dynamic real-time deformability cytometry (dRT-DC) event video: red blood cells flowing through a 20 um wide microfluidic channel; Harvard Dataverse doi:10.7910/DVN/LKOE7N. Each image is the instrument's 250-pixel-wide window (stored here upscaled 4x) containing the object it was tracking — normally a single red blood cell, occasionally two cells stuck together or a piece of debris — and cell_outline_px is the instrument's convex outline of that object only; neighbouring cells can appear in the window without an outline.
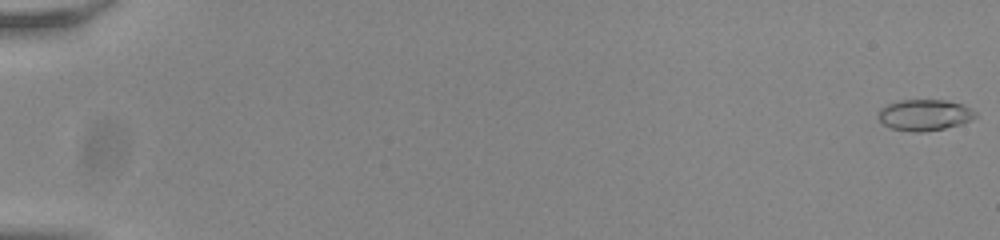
{"species": "common noctule bat (a hibernating species)", "species_latin": "Nyctalus noctula", "temperature_condition": "room temperature", "stored_images_in_passage": 56, "camera_frame_rate_fps": 3000, "um_per_image_px": 0.085, "animal": {"sex": "male", "body_mass_g": 20.0, "forearm_length_mm": 53.3}, "frame": {"image": 1, "passage_image": 1, "time_ms": 0.0, "image_size_px": [1000, 240], "cell_outline_px": [[976, 116], [960, 124], [944, 128], [924, 132], [912, 132], [892, 128], [884, 124], [880, 120], [880, 108], [888, 104], [900, 100], [944, 100], [960, 104], [976, 112]], "centroid_in_image_um": [78.57, 9.77], "position_along_channel_um": 6.4, "area_um2": 17.22}}
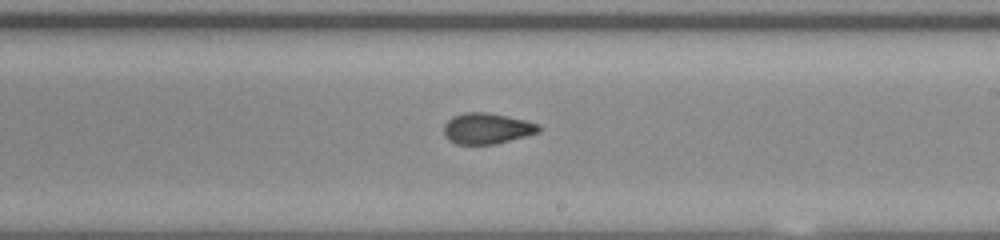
{"frame": {"image": 2, "passage_image": 35, "time_ms": 11.333, "image_size_px": [1000, 240], "cell_outline_px": [[544, 128], [540, 132], [496, 144], [456, 144], [448, 140], [444, 136], [444, 124], [452, 116], [464, 112], [488, 112], [524, 120], [540, 124]], "centroid_in_image_um": [41.4, 10.92], "position_along_channel_um": 247.6, "area_um2": 17.28}}
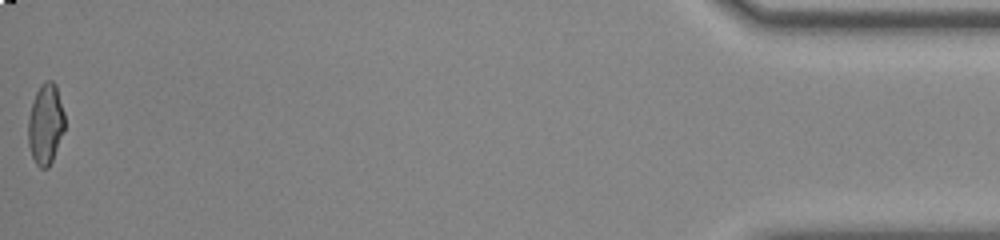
{"frame": {"image": 3, "passage_image": 56, "time_ms": 18.333, "image_size_px": [1000, 240], "cell_outline_px": [[64, 132], [52, 160], [48, 168], [40, 168], [36, 164], [32, 156], [28, 144], [28, 120], [32, 104], [36, 92], [40, 84], [44, 80], [52, 80], [56, 84], [64, 112]], "centroid_in_image_um": [3.88, 10.53], "position_along_channel_um": 431.3, "area_um2": 17.22}, "authors_computed_cell_mechanics": {"area_um2": 17.2244, "velocity_mm_per_s": 3.8491, "shape_relaxation_time_tau1_ms": null, "shape_relaxation_time_tau2_ms": 1.5763, "deformation_change_tau1": null, "deformation_change_tau2": 0.0825}}